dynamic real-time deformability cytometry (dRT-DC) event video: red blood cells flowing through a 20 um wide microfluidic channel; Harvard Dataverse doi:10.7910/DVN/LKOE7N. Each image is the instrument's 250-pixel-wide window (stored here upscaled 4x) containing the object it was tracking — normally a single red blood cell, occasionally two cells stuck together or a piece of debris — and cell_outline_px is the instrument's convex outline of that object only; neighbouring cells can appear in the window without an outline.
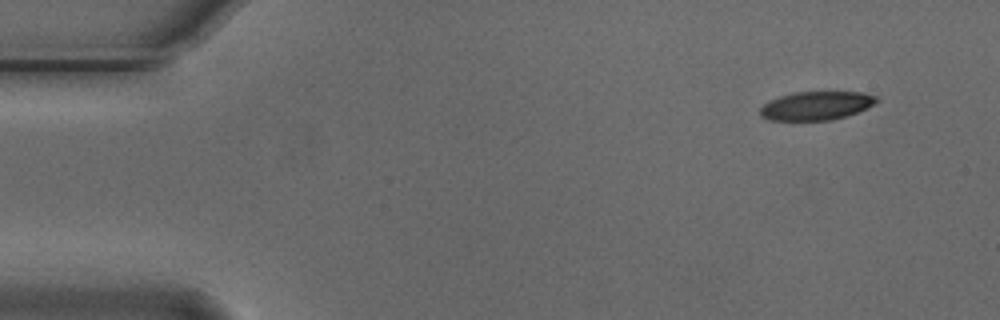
{"species": "Egyptian fruit bat (a non-hibernating species)", "species_latin": "Rousettus aegyptiacus", "temperature_condition": "cold", "stored_images_in_passage": 4, "camera_frame_rate_fps": 3000, "um_per_image_px": 0.085, "animal": {"sex": "male"}, "frame": {"image": 1, "passage_image": 1, "time_ms": 0.0, "image_size_px": [1000, 320], "cell_outline_px": [[880, 100], [868, 108], [832, 120], [768, 120], [760, 116], [760, 108], [768, 100], [792, 92], [864, 92], [880, 96]], "centroid_in_image_um": [69.4, 8.97], "position_along_channel_um": 15.6, "area_um2": 19.59}}
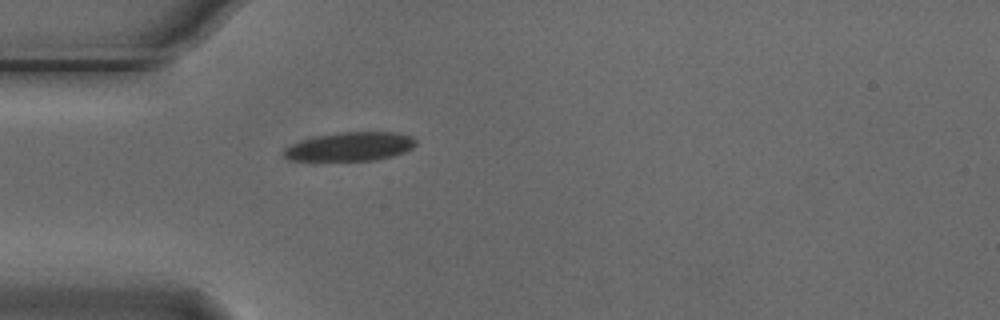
{"frame": {"image": 2, "passage_image": 4, "time_ms": 1.0, "image_size_px": [1000, 320], "cell_outline_px": [[416, 144], [412, 148], [404, 152], [392, 156], [376, 160], [288, 160], [284, 156], [284, 148], [300, 140], [316, 136], [336, 132], [400, 132], [412, 136], [416, 140]], "centroid_in_image_um": [29.78, 12.44], "position_along_channel_um": 55.2, "area_um2": 22.2}}